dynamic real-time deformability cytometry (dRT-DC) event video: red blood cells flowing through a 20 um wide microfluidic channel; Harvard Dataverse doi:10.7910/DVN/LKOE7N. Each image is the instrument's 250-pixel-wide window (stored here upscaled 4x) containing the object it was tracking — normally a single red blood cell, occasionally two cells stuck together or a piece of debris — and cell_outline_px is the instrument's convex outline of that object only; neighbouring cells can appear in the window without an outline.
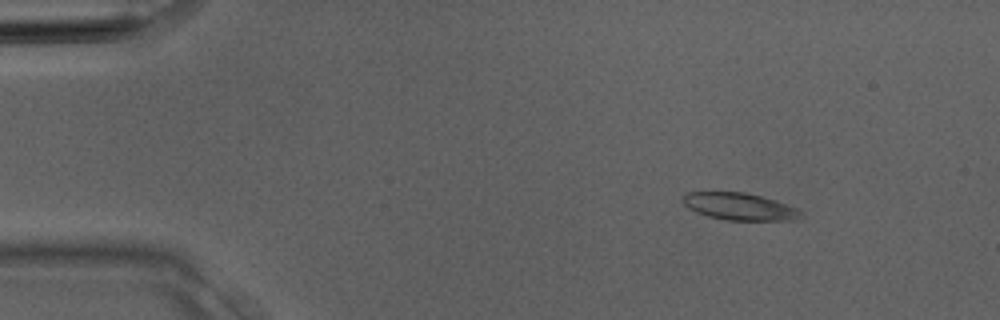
{"species": "Egyptian fruit bat (a non-hibernating species)", "species_latin": "Rousettus aegyptiacus", "temperature_condition": "room temperature", "stored_images_in_passage": 3, "camera_frame_rate_fps": 3000, "um_per_image_px": 0.085, "animal": {"sex": "male"}, "frame": {"image": 1, "passage_image": 1, "time_ms": 0.0, "image_size_px": [1000, 320], "cell_outline_px": [[804, 212], [800, 220], [728, 220], [708, 216], [696, 212], [688, 208], [680, 200], [688, 192], [744, 192], [760, 196], [796, 208]], "centroid_in_image_um": [62.85, 17.56], "position_along_channel_um": 22.1, "area_um2": 18.55}}
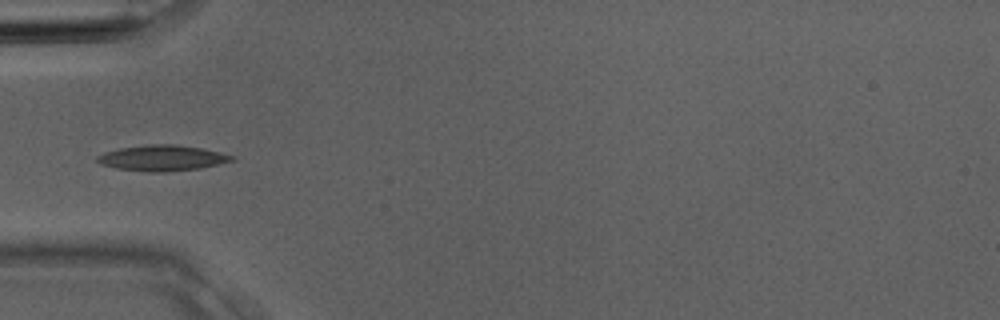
{"frame": {"image": 2, "passage_image": 3, "time_ms": 0.667, "image_size_px": [1000, 320], "cell_outline_px": [[236, 160], [220, 164], [200, 168], [168, 172], [148, 172], [116, 168], [100, 164], [96, 160], [96, 156], [104, 152], [120, 148], [148, 144], [176, 144], [200, 148], [236, 156]], "centroid_in_image_um": [13.79, 13.43], "position_along_channel_um": 71.2, "area_um2": 20.29}}